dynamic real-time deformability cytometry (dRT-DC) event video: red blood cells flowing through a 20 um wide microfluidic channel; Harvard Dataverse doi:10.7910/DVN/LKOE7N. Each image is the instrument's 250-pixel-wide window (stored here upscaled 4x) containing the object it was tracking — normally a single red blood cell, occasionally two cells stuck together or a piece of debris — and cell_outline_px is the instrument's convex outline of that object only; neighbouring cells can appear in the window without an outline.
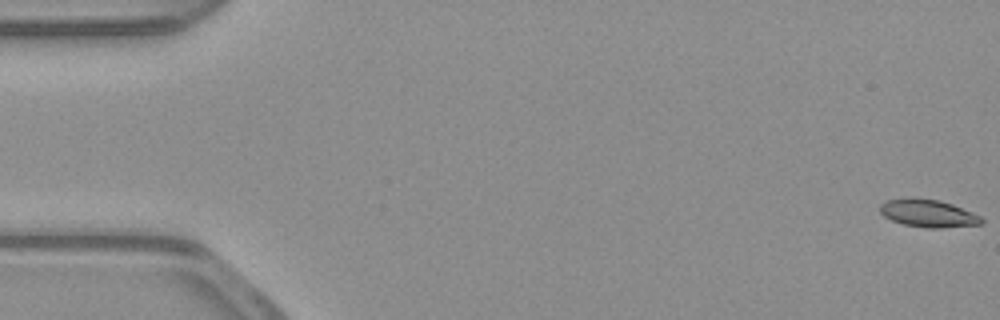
{"species": "common noctule bat (a hibernating species)", "species_latin": "Nyctalus noctula", "temperature_condition": "warm", "stored_images_in_passage": 11, "camera_frame_rate_fps": 3000, "um_per_image_px": 0.085, "animal": {"sex": "male", "body_mass_g": 23.1, "forearm_length_mm": 52.7}, "frame": {"image": 1, "passage_image": 1, "time_ms": 0.0, "image_size_px": [1000, 320], "cell_outline_px": [[984, 224], [944, 228], [928, 228], [904, 224], [892, 220], [884, 216], [880, 212], [880, 204], [888, 200], [912, 196], [940, 200], [952, 204], [972, 212], [980, 216], [984, 220]], "centroid_in_image_um": [78.91, 18.12], "position_along_channel_um": 6.1, "area_um2": 16.59}}